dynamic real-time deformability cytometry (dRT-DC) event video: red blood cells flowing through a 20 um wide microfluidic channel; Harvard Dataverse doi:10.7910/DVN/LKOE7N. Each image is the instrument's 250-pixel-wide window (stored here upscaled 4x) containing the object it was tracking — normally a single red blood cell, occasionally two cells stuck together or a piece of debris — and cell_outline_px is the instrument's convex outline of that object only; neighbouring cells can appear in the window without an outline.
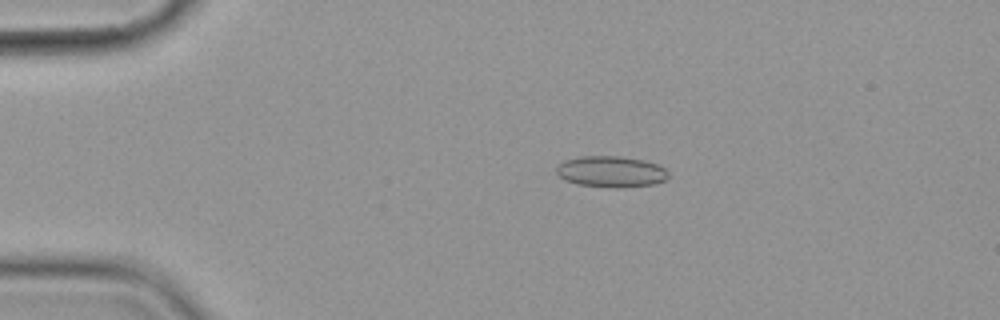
{"species": "common noctule bat (a hibernating species)", "species_latin": "Nyctalus noctula", "temperature_condition": "cold", "stored_images_in_passage": 11, "camera_frame_rate_fps": 3000, "um_per_image_px": 0.085, "animal": {"sex": "female", "body_mass_g": 19.9}, "frame": {"image": 1, "passage_image": 3, "time_ms": 3.0, "image_size_px": [1000, 320], "cell_outline_px": [[668, 176], [664, 180], [652, 184], [624, 188], [612, 188], [576, 184], [564, 180], [556, 172], [556, 168], [564, 160], [580, 156], [620, 156], [644, 160], [656, 164], [664, 168], [668, 172]], "centroid_in_image_um": [51.91, 14.59], "position_along_channel_um": 33.1, "area_um2": 20.4}}
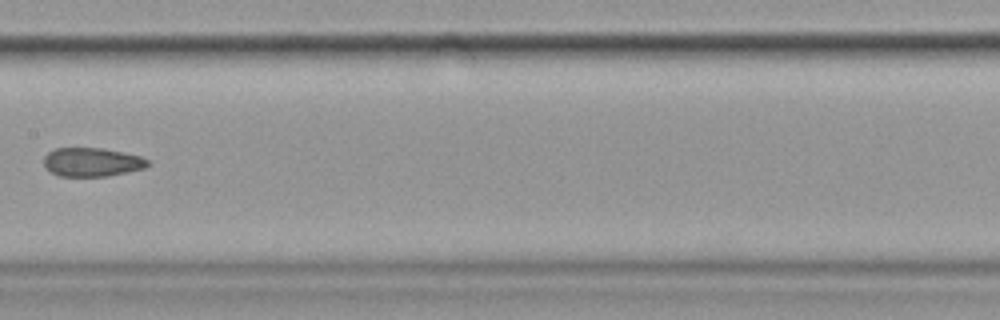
{"frame": {"image": 2, "passage_image": 8, "time_ms": 9.0, "image_size_px": [1000, 320], "cell_outline_px": [[148, 164], [144, 168], [128, 172], [108, 176], [60, 176], [52, 172], [44, 164], [44, 156], [48, 152], [56, 148], [104, 148], [140, 156], [148, 160]], "centroid_in_image_um": [7.82, 13.77], "position_along_channel_um": 199.6, "area_um2": 17.28}}
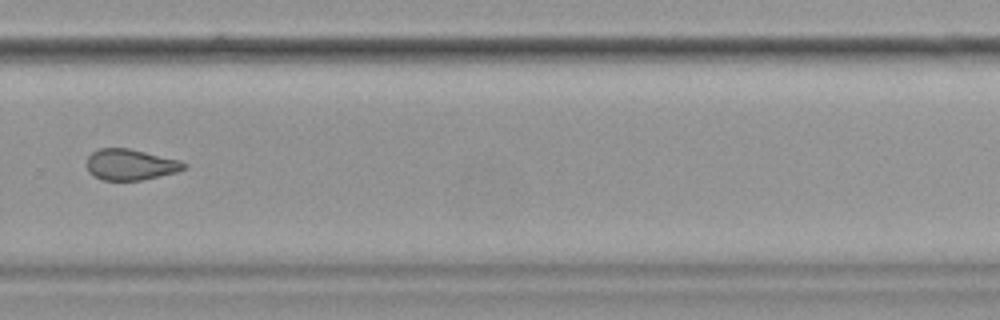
{"frame": {"image": 3, "passage_image": 11, "time_ms": 12.333, "image_size_px": [1000, 320], "cell_outline_px": [[188, 168], [176, 172], [140, 180], [104, 180], [92, 176], [88, 172], [84, 164], [88, 156], [92, 152], [100, 148], [128, 148], [180, 160], [188, 164]], "centroid_in_image_um": [11.05, 13.99], "position_along_channel_um": 318.7, "area_um2": 17.74}}